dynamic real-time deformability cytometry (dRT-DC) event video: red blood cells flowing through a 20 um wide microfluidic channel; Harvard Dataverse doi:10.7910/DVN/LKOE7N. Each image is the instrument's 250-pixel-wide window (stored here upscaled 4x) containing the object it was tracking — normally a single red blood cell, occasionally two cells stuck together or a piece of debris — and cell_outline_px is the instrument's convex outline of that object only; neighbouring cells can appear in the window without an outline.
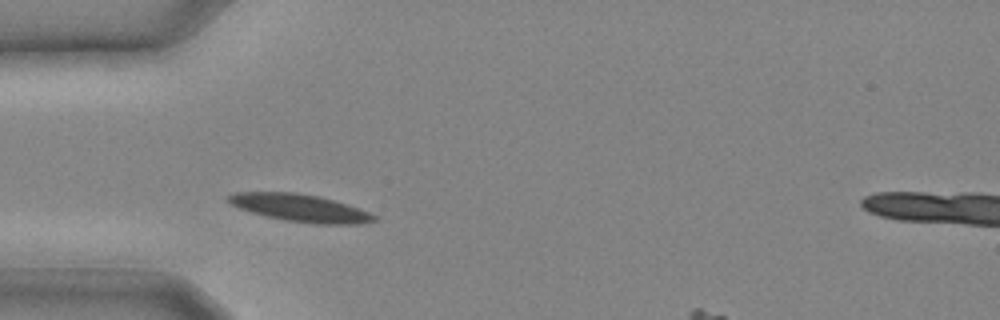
{"species": "common noctule bat (a hibernating species)", "species_latin": "Nyctalus noctula", "temperature_condition": "cold", "stored_images_in_passage": 3, "camera_frame_rate_fps": 3000, "um_per_image_px": 0.085, "animal": {"sex": "male", "body_mass_g": 20.4}, "frame": {"image": 1, "passage_image": 3, "time_ms": 0.667, "image_size_px": [1000, 320], "cell_outline_px": [[376, 220], [360, 224], [316, 224], [284, 220], [252, 212], [240, 208], [232, 204], [228, 200], [228, 196], [236, 192], [296, 192], [320, 196], [348, 204], [368, 212], [376, 216]], "centroid_in_image_um": [25.55, 17.67], "position_along_channel_um": 59.5, "area_um2": 23.12}}